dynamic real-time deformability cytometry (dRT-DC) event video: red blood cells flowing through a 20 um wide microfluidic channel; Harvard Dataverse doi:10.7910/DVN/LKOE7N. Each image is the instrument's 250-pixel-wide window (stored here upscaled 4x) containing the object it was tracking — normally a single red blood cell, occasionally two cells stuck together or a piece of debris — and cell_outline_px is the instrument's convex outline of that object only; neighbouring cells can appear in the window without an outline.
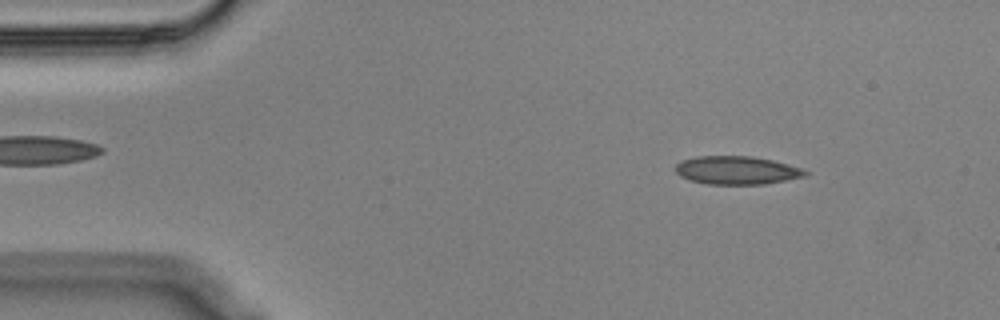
{"species": "Egyptian fruit bat (a non-hibernating species)", "species_latin": "Rousettus aegyptiacus", "temperature_condition": "cold", "stored_images_in_passage": 54, "camera_frame_rate_fps": 3000, "um_per_image_px": 0.085, "animal": {"sex": "male"}, "frame": {"image": 1, "passage_image": 6, "time_ms": 1.667, "image_size_px": [1000, 320], "cell_outline_px": [[812, 172], [804, 176], [764, 184], [708, 184], [688, 180], [680, 176], [676, 172], [676, 164], [680, 160], [696, 156], [752, 156], [772, 160], [804, 168]], "centroid_in_image_um": [62.62, 14.46], "position_along_channel_um": 22.4, "area_um2": 21.5}}
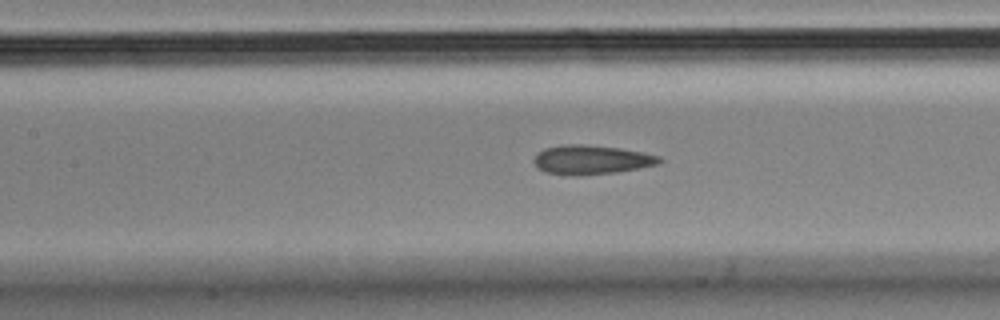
{"frame": {"image": 2, "passage_image": 23, "time_ms": 7.333, "image_size_px": [1000, 320], "cell_outline_px": [[664, 160], [660, 164], [640, 168], [616, 172], [544, 172], [532, 160], [536, 152], [544, 148], [564, 144], [580, 144], [620, 148], [644, 152], [660, 156]], "centroid_in_image_um": [50.34, 13.51], "position_along_channel_um": 157.1, "area_um2": 20.52}}
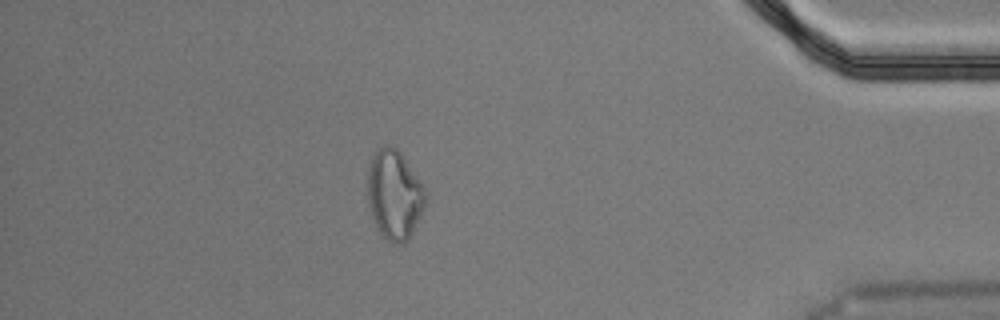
{"frame": {"image": 3, "passage_image": 47, "time_ms": 15.333, "image_size_px": [1000, 320], "cell_outline_px": [[428, 196], [424, 208], [412, 236], [404, 244], [392, 244], [380, 232], [372, 216], [368, 204], [368, 172], [372, 156], [384, 144], [392, 144], [400, 152], [420, 180]], "centroid_in_image_um": [33.55, 16.57], "position_along_channel_um": 401.7, "area_um2": 30.29}, "authors_computed_cell_mechanics": {"area_um2": 21.4727, "velocity_mm_per_s": 3.5898, "shape_relaxation_time_tau1_ms": null, "shape_relaxation_time_tau2_ms": 2.6389, "deformation_change_tau1": null, "deformation_change_tau2": 0.1282}}